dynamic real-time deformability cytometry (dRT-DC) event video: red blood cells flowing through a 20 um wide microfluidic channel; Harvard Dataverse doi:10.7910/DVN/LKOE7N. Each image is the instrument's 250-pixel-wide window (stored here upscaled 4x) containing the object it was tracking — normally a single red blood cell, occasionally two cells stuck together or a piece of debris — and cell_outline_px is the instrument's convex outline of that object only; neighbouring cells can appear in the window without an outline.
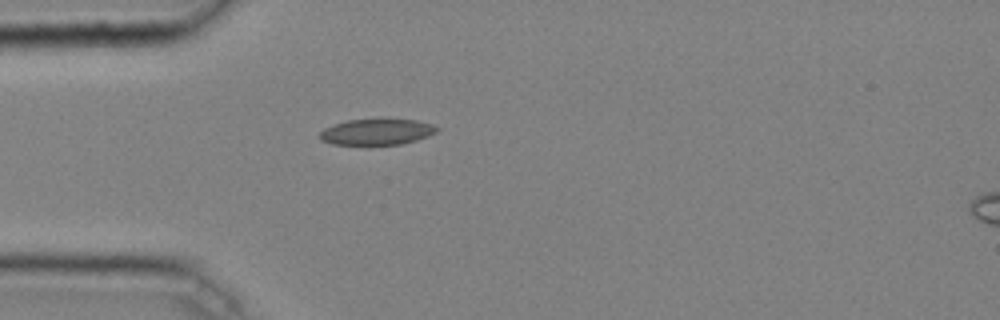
{"species": "common noctule bat (a hibernating species)", "species_latin": "Nyctalus noctula", "temperature_condition": "cold", "stored_images_in_passage": 32, "camera_frame_rate_fps": 3000, "um_per_image_px": 0.085, "animal": {"sex": "male", "body_mass_g": 20.4}, "frame": {"image": 1, "passage_image": 1, "time_ms": 0.0, "image_size_px": [1000, 320], "cell_outline_px": [[440, 128], [436, 132], [428, 136], [416, 140], [400, 144], [368, 148], [332, 144], [320, 140], [316, 136], [324, 128], [332, 124], [348, 120], [380, 116], [416, 120], [432, 124]], "centroid_in_image_um": [31.96, 11.21], "position_along_channel_um": 53.0, "area_um2": 19.54}}
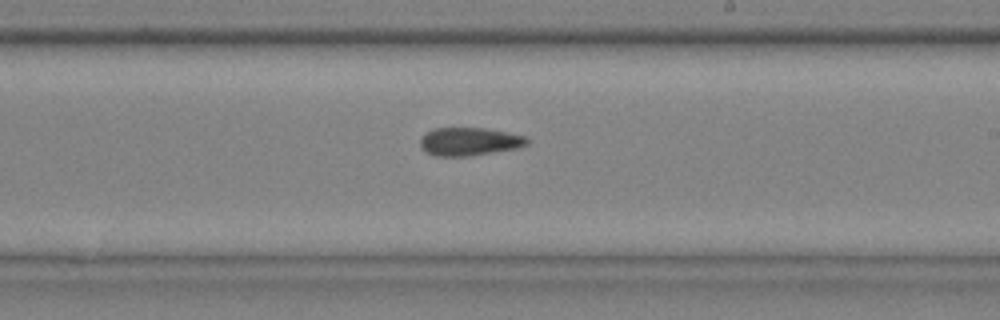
{"frame": {"image": 2, "passage_image": 16, "time_ms": 5.0, "image_size_px": [1000, 320], "cell_outline_px": [[532, 140], [528, 144], [520, 148], [468, 156], [436, 156], [424, 152], [420, 148], [420, 136], [436, 128], [484, 128], [528, 136]], "centroid_in_image_um": [39.93, 12.04], "position_along_channel_um": 249.1, "area_um2": 17.8}}
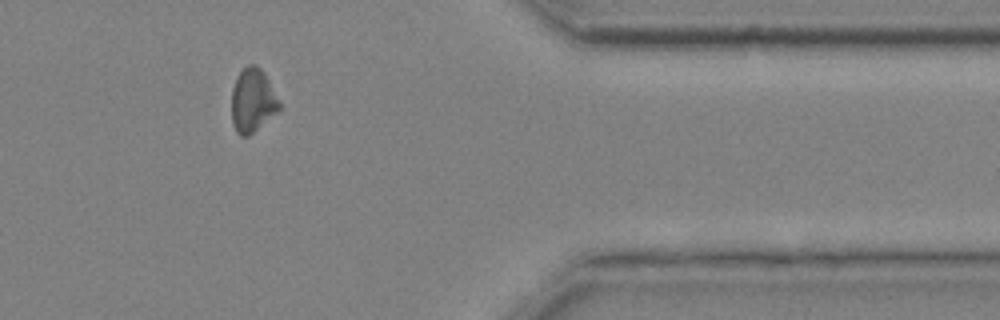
{"frame": {"image": 3, "passage_image": 28, "time_ms": 9.0, "image_size_px": [1000, 320], "cell_outline_px": [[280, 108], [276, 112], [248, 136], [240, 136], [236, 132], [232, 124], [232, 88], [236, 76], [248, 64], [256, 64], [264, 72], [280, 104]], "centroid_in_image_um": [21.43, 8.53], "position_along_channel_um": 390.0, "area_um2": 17.46}, "authors_computed_cell_mechanics": {"area_um2": 17.9758, "velocity_mm_per_s": 4.0547, "shape_relaxation_time_tau1_ms": null, "shape_relaxation_time_tau2_ms": 3.7592, "deformation_change_tau1": null, "deformation_change_tau2": 0.0927}}